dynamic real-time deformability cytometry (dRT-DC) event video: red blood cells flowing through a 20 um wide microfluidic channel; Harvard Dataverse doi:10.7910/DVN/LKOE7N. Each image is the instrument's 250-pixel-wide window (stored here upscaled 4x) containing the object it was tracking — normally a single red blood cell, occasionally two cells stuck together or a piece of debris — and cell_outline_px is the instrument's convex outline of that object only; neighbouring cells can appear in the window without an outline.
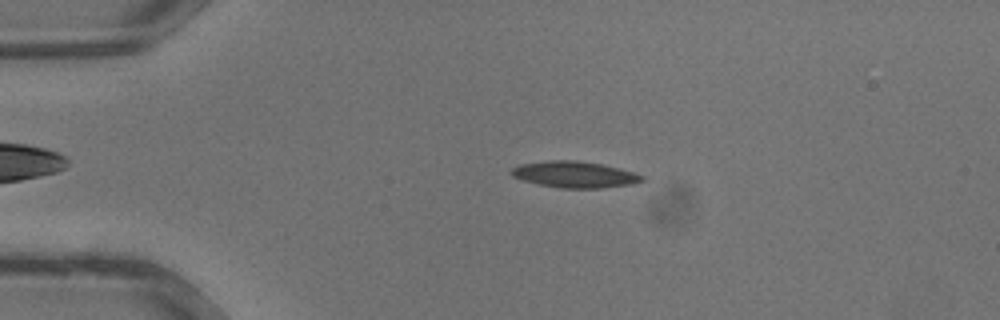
{"species": "common noctule bat (a hibernating species)", "species_latin": "Nyctalus noctula", "temperature_condition": "warm", "stored_images_in_passage": 28, "camera_frame_rate_fps": 3000, "um_per_image_px": 0.085, "animal": {"sex": "male", "body_mass_g": 13.3}, "frame": {"image": 1, "passage_image": 7, "time_ms": 2.0, "image_size_px": [1000, 320], "cell_outline_px": [[644, 180], [632, 184], [600, 188], [560, 188], [540, 184], [524, 180], [512, 176], [508, 172], [512, 168], [520, 164], [548, 160], [576, 160], [600, 164], [632, 172], [644, 176]], "centroid_in_image_um": [48.8, 14.83], "position_along_channel_um": 36.2, "area_um2": 19.83}}
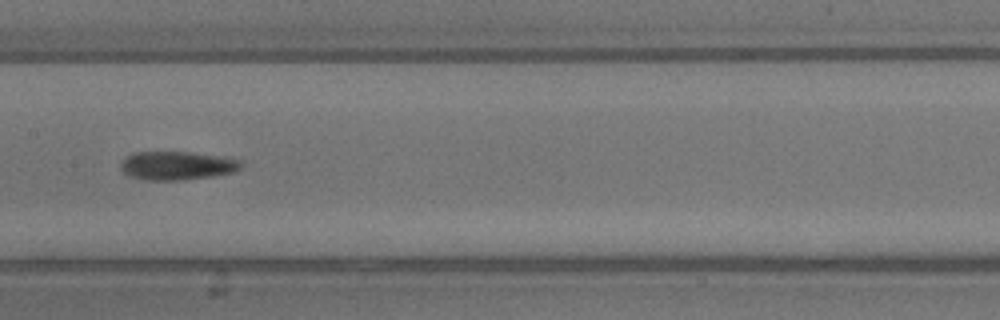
{"frame": {"image": 2, "passage_image": 17, "time_ms": 5.333, "image_size_px": [1000, 320], "cell_outline_px": [[244, 164], [240, 168], [232, 172], [212, 176], [180, 180], [148, 180], [132, 176], [124, 172], [120, 168], [120, 164], [124, 156], [136, 152], [188, 152], [224, 156], [240, 160]], "centroid_in_image_um": [15.05, 14.06], "position_along_channel_um": 192.3, "area_um2": 20.0}}
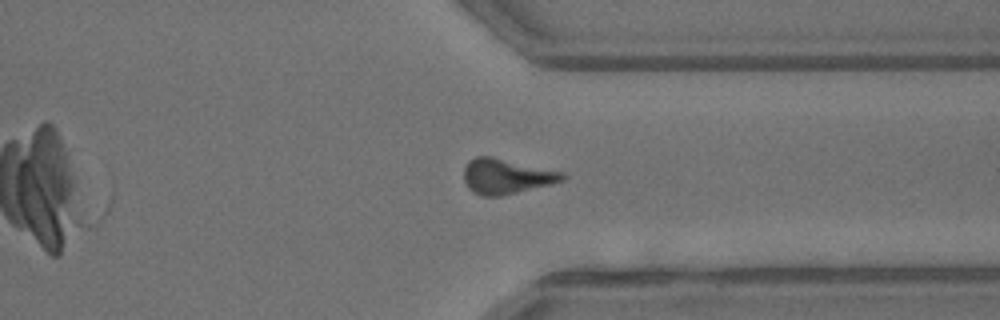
{"frame": {"image": 3, "passage_image": 26, "time_ms": 8.333, "image_size_px": [1000, 320], "cell_outline_px": [[568, 176], [564, 180], [552, 184], [500, 196], [484, 196], [472, 192], [468, 188], [464, 180], [464, 168], [468, 160], [476, 156], [492, 156], [564, 172]], "centroid_in_image_um": [43.04, 14.98], "position_along_channel_um": 368.4, "area_um2": 20.35}}